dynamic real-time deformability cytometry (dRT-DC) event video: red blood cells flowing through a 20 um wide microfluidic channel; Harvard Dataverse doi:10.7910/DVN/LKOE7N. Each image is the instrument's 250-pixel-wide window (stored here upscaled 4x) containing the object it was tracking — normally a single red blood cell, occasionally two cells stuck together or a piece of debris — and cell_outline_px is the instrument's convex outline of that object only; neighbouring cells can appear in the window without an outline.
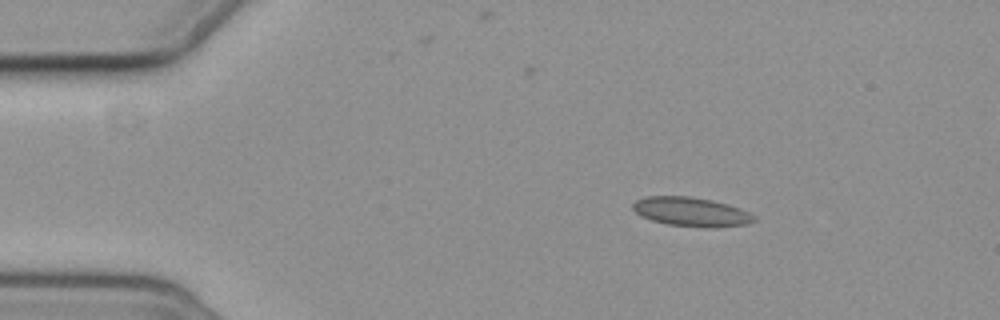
{"species": "common noctule bat (a hibernating species)", "species_latin": "Nyctalus noctula", "temperature_condition": "cold", "stored_images_in_passage": 6, "camera_frame_rate_fps": 3000, "um_per_image_px": 0.085, "animal": {"sex": "female", "body_mass_g": 19.3, "forearm_length_mm": 54.1}, "frame": {"image": 1, "passage_image": 2, "time_ms": 1.333, "image_size_px": [1000, 320], "cell_outline_px": [[756, 220], [744, 224], [716, 228], [712, 228], [668, 224], [652, 220], [640, 216], [632, 208], [632, 204], [636, 200], [648, 196], [692, 196], [712, 200], [728, 204], [740, 208], [756, 216]], "centroid_in_image_um": [58.76, 18.0], "position_along_channel_um": 26.2, "area_um2": 20.58}}